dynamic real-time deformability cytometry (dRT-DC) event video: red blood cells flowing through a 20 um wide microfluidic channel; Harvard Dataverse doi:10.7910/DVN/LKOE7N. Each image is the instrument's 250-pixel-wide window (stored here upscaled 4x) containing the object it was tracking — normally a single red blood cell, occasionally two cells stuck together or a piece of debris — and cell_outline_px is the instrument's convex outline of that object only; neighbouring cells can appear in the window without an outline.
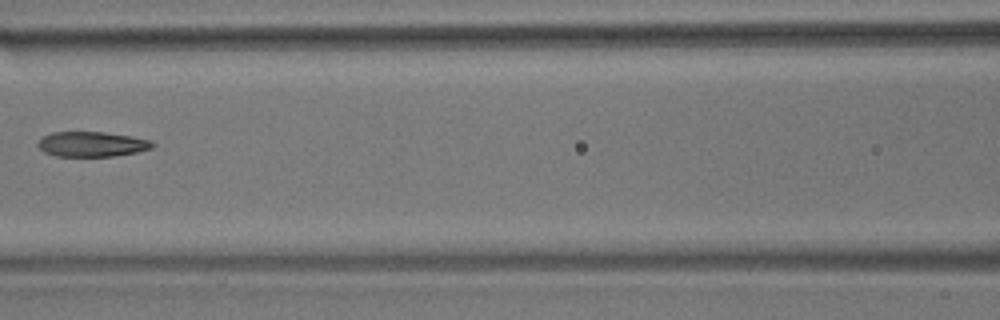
{"species": "common noctule bat (a hibernating species)", "species_latin": "Nyctalus noctula", "temperature_condition": "room temperature", "stored_images_in_passage": 10, "camera_frame_rate_fps": 3000, "um_per_image_px": 0.085, "animal": {"sex": "male", "body_mass_g": 17.9}, "frame": {"image": 1, "passage_image": 7, "time_ms": 8.0, "image_size_px": [1000, 320], "cell_outline_px": [[156, 144], [152, 148], [136, 152], [112, 156], [56, 156], [44, 152], [36, 144], [44, 136], [52, 132], [104, 132], [132, 136], [148, 140]], "centroid_in_image_um": [7.8, 12.25], "position_along_channel_um": 158.8, "area_um2": 16.59}}